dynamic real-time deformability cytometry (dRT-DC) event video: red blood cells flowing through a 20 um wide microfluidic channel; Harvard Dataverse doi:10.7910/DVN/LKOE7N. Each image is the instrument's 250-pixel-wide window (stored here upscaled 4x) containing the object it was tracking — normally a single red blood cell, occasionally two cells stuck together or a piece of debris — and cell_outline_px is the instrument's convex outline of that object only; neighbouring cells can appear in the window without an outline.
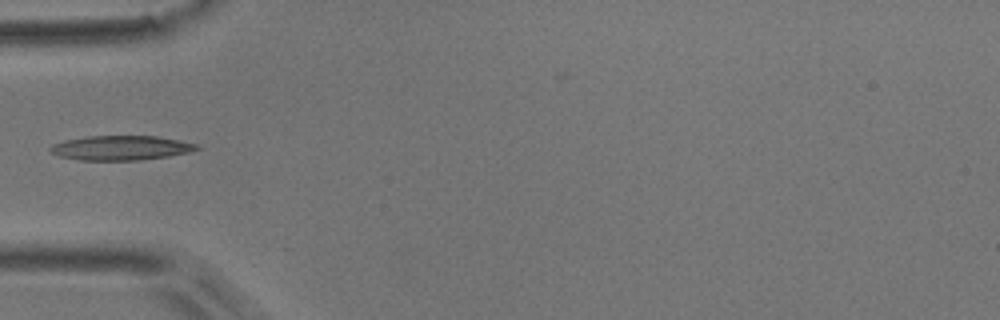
{"species": "common noctule bat (a hibernating species)", "species_latin": "Nyctalus noctula", "temperature_condition": "room temperature", "stored_images_in_passage": 4, "camera_frame_rate_fps": 3000, "um_per_image_px": 0.085, "animal": {"sex": "male", "body_mass_g": 17.9}, "frame": {"image": 1, "passage_image": 3, "time_ms": 0.667, "image_size_px": [1000, 320], "cell_outline_px": [[200, 148], [192, 152], [168, 156], [140, 160], [76, 160], [60, 156], [52, 152], [48, 148], [52, 144], [64, 140], [88, 136], [156, 136], [196, 144]], "centroid_in_image_um": [10.25, 12.57], "position_along_channel_um": 74.8, "area_um2": 20.87}}
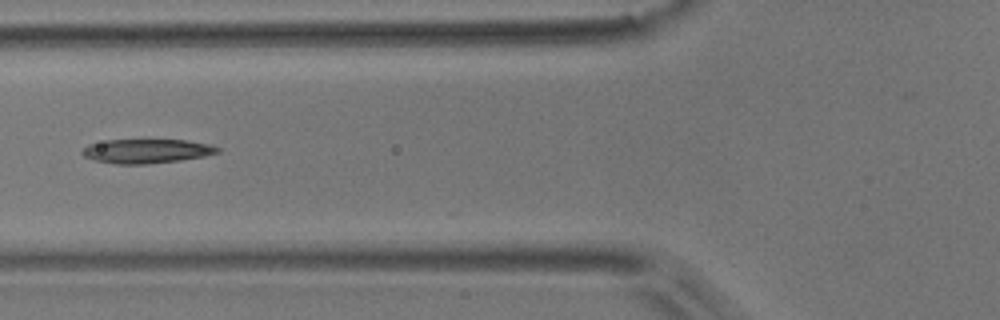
{"frame": {"image": 2, "passage_image": 4, "time_ms": 1.0, "image_size_px": [1000, 320], "cell_outline_px": [[220, 152], [204, 156], [180, 160], [148, 164], [116, 164], [96, 160], [84, 156], [80, 152], [88, 144], [108, 140], [188, 140], [212, 144], [220, 148]], "centroid_in_image_um": [12.5, 12.84], "position_along_channel_um": 113.3, "area_um2": 19.07}}